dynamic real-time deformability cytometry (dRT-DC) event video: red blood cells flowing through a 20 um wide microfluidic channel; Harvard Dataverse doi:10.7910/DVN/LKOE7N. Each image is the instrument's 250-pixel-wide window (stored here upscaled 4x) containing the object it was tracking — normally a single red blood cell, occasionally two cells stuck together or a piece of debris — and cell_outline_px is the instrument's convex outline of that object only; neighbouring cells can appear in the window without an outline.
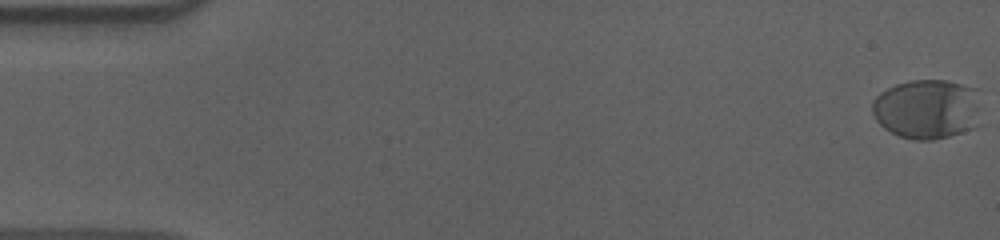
{"species": "human", "species_latin": "Homo sapiens", "temperature_condition": "cold", "stored_images_in_passage": 58, "camera_frame_rate_fps": 3000, "um_per_image_px": 0.085, "donor": {"sex": "male"}, "frame": {"image": 1, "passage_image": 1, "time_ms": 0.0, "image_size_px": [1000, 240], "cell_outline_px": [[976, 128], [948, 136], [932, 140], [916, 140], [900, 136], [884, 128], [876, 120], [872, 112], [872, 100], [880, 92], [896, 84], [912, 80], [948, 80], [976, 88]], "centroid_in_image_um": [78.75, 9.26], "position_along_channel_um": 6.3, "area_um2": 37.57}}
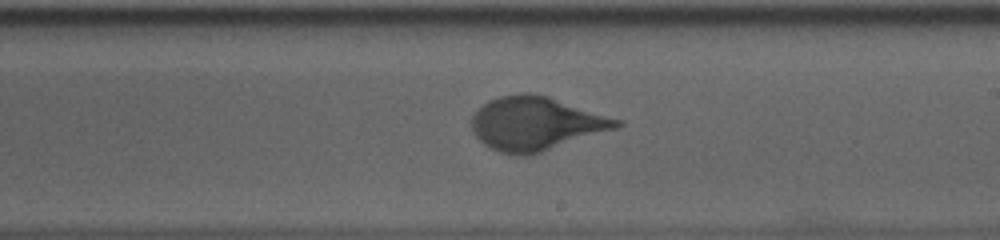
{"frame": {"image": 2, "passage_image": 34, "time_ms": 11.0, "image_size_px": [1000, 240], "cell_outline_px": [[624, 124], [616, 128], [532, 156], [516, 156], [500, 152], [488, 148], [476, 136], [472, 128], [472, 116], [488, 100], [500, 96], [520, 92], [532, 92], [548, 96], [624, 120]], "centroid_in_image_um": [45.57, 10.51], "position_along_channel_um": 243.4, "area_um2": 45.72}}
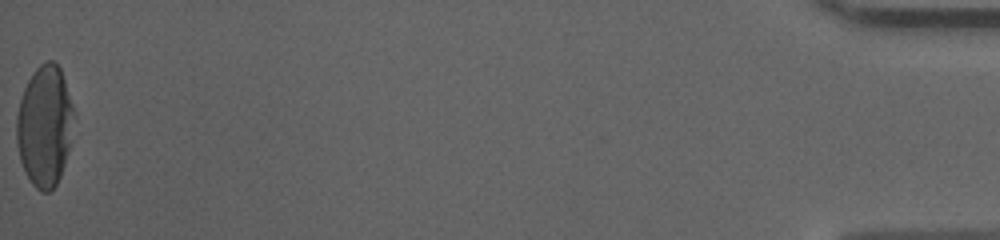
{"frame": {"image": 3, "passage_image": 58, "time_ms": 19.0, "image_size_px": [1000, 240], "cell_outline_px": [[72, 112], [68, 148], [64, 164], [60, 176], [56, 184], [48, 192], [40, 192], [32, 184], [20, 160], [16, 140], [16, 116], [20, 100], [24, 88], [32, 72], [40, 64], [48, 60], [52, 60], [60, 68], [72, 104]], "centroid_in_image_um": [3.75, 10.69], "position_along_channel_um": 431.5, "area_um2": 39.59}, "authors_computed_cell_mechanics": {"area_um2": 42.7142, "velocity_mm_per_s": 3.5909, "shape_relaxation_time_tau1_ms": 3.6214, "shape_relaxation_time_tau2_ms": null, "deformation_change_tau1": 0.1829, "deformation_change_tau2": null}}